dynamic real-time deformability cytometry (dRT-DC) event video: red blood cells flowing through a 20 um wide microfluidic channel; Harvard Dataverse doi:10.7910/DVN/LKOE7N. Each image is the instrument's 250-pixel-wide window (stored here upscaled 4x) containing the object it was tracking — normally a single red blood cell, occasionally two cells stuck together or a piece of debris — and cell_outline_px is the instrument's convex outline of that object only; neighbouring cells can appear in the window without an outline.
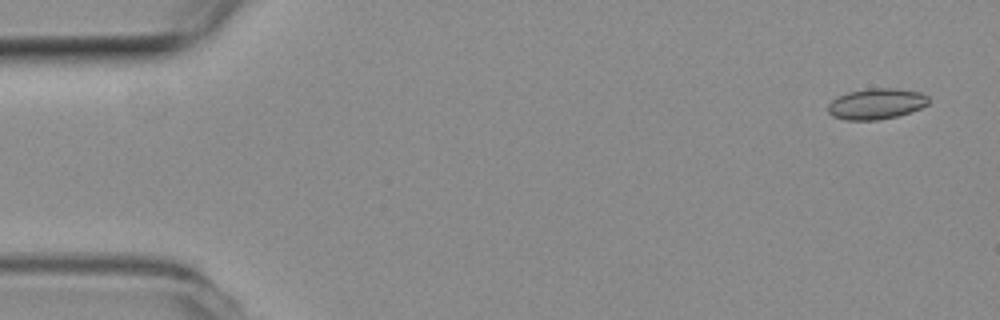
{"species": "common noctule bat (a hibernating species)", "species_latin": "Nyctalus noctula", "temperature_condition": "room temperature", "stored_images_in_passage": 10, "segment_of_instrument_passage": [2, 2], "camera_frame_rate_fps": 3000, "um_per_image_px": 0.085, "animal": {"sex": "female", "body_mass_g": 19.3, "forearm_length_mm": 54.1}, "frame": {"image": 1, "passage_image": 10, "time_ms": 3.0, "image_size_px": [1000, 320], "cell_outline_px": [[928, 104], [912, 112], [896, 116], [876, 120], [844, 120], [832, 116], [828, 112], [828, 104], [832, 100], [848, 92], [872, 88], [892, 88], [920, 92], [928, 96]], "centroid_in_image_um": [74.48, 8.83], "position_along_channel_um": 10.5, "area_um2": 17.98}}